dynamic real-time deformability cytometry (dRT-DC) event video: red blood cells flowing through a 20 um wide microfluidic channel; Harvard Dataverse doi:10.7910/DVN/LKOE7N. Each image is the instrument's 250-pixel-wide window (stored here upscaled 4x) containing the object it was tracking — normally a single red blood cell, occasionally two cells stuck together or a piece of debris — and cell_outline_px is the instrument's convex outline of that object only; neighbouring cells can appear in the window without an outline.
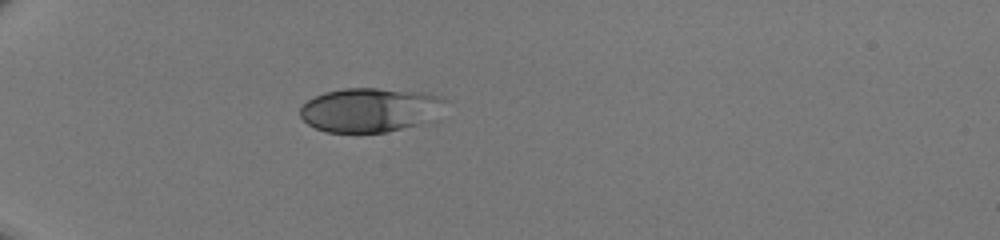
{"species": "human", "species_latin": "Homo sapiens", "temperature_condition": "room temperature", "stored_images_in_passage": 34, "camera_frame_rate_fps": 3000, "um_per_image_px": 0.085, "donor": {"sex": "male"}, "frame": {"image": 1, "passage_image": 1, "time_ms": 0.0, "image_size_px": [1000, 240], "cell_outline_px": [[448, 100], [444, 120], [384, 132], [324, 132], [308, 124], [300, 116], [300, 108], [308, 100], [324, 92], [344, 88], [376, 88], [424, 92], [440, 96]], "centroid_in_image_um": [31.63, 9.35], "position_along_channel_um": 53.4, "area_um2": 38.55}}
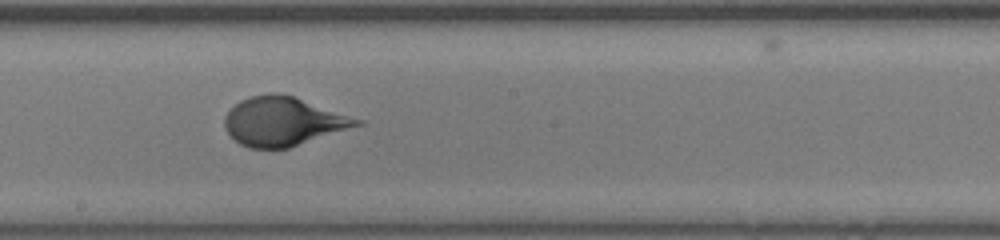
{"frame": {"image": 2, "passage_image": 15, "time_ms": 4.667, "image_size_px": [1000, 240], "cell_outline_px": [[364, 124], [288, 148], [248, 148], [240, 144], [228, 132], [224, 124], [224, 116], [240, 100], [252, 96], [272, 92], [280, 92], [364, 120]], "centroid_in_image_um": [24.08, 10.31], "position_along_channel_um": 224.1, "area_um2": 37.34}}
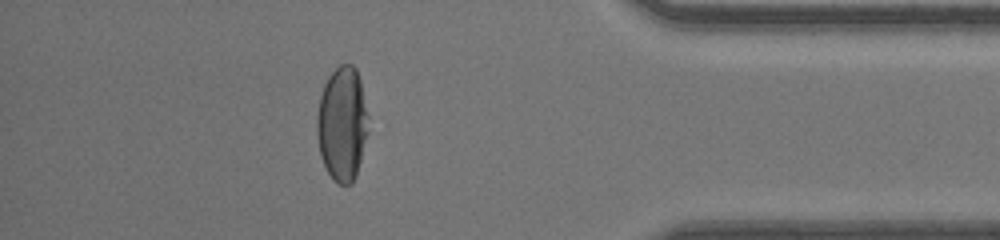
{"frame": {"image": 3, "passage_image": 29, "time_ms": 9.333, "image_size_px": [1000, 240], "cell_outline_px": [[368, 132], [356, 176], [352, 184], [340, 184], [328, 172], [320, 156], [316, 132], [316, 120], [320, 96], [324, 84], [328, 76], [340, 64], [352, 64], [356, 68], [360, 80], [368, 116]], "centroid_in_image_um": [29.08, 10.51], "position_along_channel_um": 406.1, "area_um2": 34.22}}